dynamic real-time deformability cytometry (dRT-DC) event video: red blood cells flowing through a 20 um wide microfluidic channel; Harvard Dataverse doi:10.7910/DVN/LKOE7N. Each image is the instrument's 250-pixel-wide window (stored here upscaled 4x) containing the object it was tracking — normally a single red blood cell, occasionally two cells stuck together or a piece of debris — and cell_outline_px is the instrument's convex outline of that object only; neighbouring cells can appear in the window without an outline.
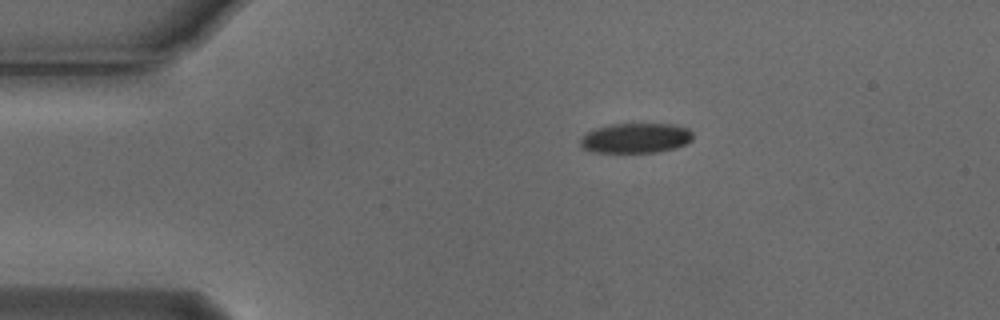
{"species": "Egyptian fruit bat (a non-hibernating species)", "species_latin": "Rousettus aegyptiacus", "temperature_condition": "cold", "stored_images_in_passage": 7, "camera_frame_rate_fps": 3000, "um_per_image_px": 0.085, "animal": {"sex": "male"}, "frame": {"image": 1, "passage_image": 7, "time_ms": 2.0, "image_size_px": [1000, 320], "cell_outline_px": [[692, 140], [676, 148], [660, 152], [592, 152], [580, 148], [580, 140], [588, 132], [596, 128], [612, 124], [676, 124], [688, 128], [692, 132]], "centroid_in_image_um": [54.05, 11.74], "position_along_channel_um": 31.0, "area_um2": 19.71}}